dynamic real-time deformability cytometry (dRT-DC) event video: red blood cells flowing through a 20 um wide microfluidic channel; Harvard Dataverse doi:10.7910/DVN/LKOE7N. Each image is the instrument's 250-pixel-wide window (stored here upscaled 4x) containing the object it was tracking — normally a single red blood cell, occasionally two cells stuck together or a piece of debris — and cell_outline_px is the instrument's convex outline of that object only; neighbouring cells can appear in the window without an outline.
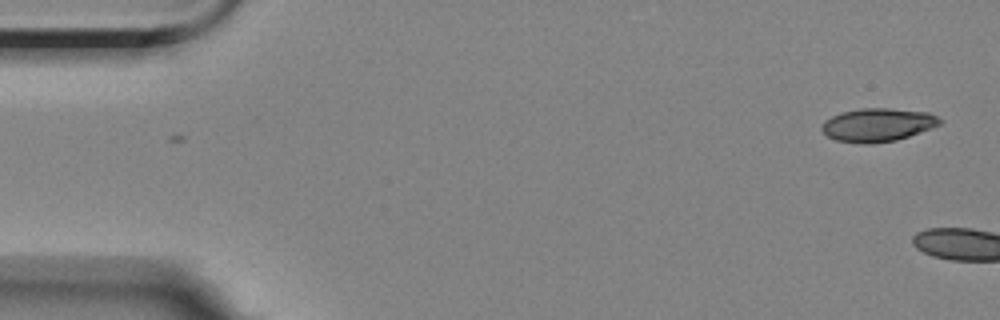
{"species": "Egyptian fruit bat (a non-hibernating species)", "species_latin": "Rousettus aegyptiacus", "temperature_condition": "room temperature", "stored_images_in_passage": 3, "camera_frame_rate_fps": 3000, "um_per_image_px": 0.085, "animal": {"sex": "female"}, "frame": {"image": 1, "passage_image": 1, "time_ms": 0.0, "image_size_px": [1000, 320], "cell_outline_px": [[944, 120], [940, 124], [932, 128], [896, 140], [872, 144], [864, 144], [836, 140], [828, 136], [820, 128], [824, 120], [840, 112], [860, 108], [888, 108], [928, 112]], "centroid_in_image_um": [74.6, 10.61], "position_along_channel_um": 10.4, "area_um2": 23.0}}